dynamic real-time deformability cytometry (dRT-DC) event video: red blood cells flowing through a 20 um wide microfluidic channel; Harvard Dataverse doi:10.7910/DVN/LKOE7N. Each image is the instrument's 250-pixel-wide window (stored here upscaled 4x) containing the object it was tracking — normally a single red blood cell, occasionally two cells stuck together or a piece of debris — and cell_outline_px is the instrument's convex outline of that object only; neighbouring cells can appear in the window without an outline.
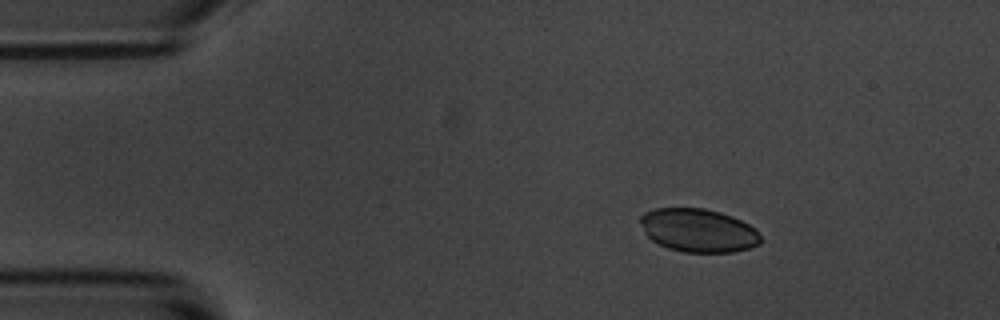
{"species": "common noctule bat (a hibernating species)", "species_latin": "Nyctalus noctula", "temperature_condition": "room temperature", "stored_images_in_passage": 3, "camera_frame_rate_fps": 3000, "um_per_image_px": 0.085, "animal": {"sex": "male", "body_mass_g": 20.1, "forearm_length_mm": 53.5}, "frame": {"image": 1, "passage_image": 1, "time_ms": 0.0, "image_size_px": [1000, 320], "cell_outline_px": [[760, 244], [748, 248], [732, 252], [684, 252], [668, 248], [652, 240], [644, 232], [640, 220], [640, 216], [644, 212], [656, 208], [704, 208], [720, 212], [732, 216], [756, 228], [760, 236]], "centroid_in_image_um": [59.36, 19.57], "position_along_channel_um": 25.6, "area_um2": 30.35}}